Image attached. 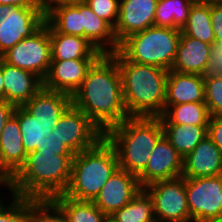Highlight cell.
Masks as SVG:
<instances>
[{"mask_svg":"<svg viewBox=\"0 0 222 222\" xmlns=\"http://www.w3.org/2000/svg\"><path fill=\"white\" fill-rule=\"evenodd\" d=\"M72 105L85 113L105 133L126 118L122 80L117 61L102 54L88 69Z\"/></svg>","mask_w":222,"mask_h":222,"instance_id":"cell-1","label":"cell"},{"mask_svg":"<svg viewBox=\"0 0 222 222\" xmlns=\"http://www.w3.org/2000/svg\"><path fill=\"white\" fill-rule=\"evenodd\" d=\"M110 55L118 63L123 100L128 116H162L169 71L152 65L128 61L118 50Z\"/></svg>","mask_w":222,"mask_h":222,"instance_id":"cell-2","label":"cell"},{"mask_svg":"<svg viewBox=\"0 0 222 222\" xmlns=\"http://www.w3.org/2000/svg\"><path fill=\"white\" fill-rule=\"evenodd\" d=\"M73 157L42 151L28 153L11 177L13 194L28 199H52L63 194L71 178Z\"/></svg>","mask_w":222,"mask_h":222,"instance_id":"cell-3","label":"cell"},{"mask_svg":"<svg viewBox=\"0 0 222 222\" xmlns=\"http://www.w3.org/2000/svg\"><path fill=\"white\" fill-rule=\"evenodd\" d=\"M163 135L160 117H128L104 133L114 147L119 169L136 177L145 170L151 151Z\"/></svg>","mask_w":222,"mask_h":222,"instance_id":"cell-4","label":"cell"},{"mask_svg":"<svg viewBox=\"0 0 222 222\" xmlns=\"http://www.w3.org/2000/svg\"><path fill=\"white\" fill-rule=\"evenodd\" d=\"M118 168L114 147L103 137L93 147L74 154L71 178L63 194L75 200L94 201Z\"/></svg>","mask_w":222,"mask_h":222,"instance_id":"cell-5","label":"cell"},{"mask_svg":"<svg viewBox=\"0 0 222 222\" xmlns=\"http://www.w3.org/2000/svg\"><path fill=\"white\" fill-rule=\"evenodd\" d=\"M180 37V29L151 26L125 38L118 51L128 61L170 71Z\"/></svg>","mask_w":222,"mask_h":222,"instance_id":"cell-6","label":"cell"},{"mask_svg":"<svg viewBox=\"0 0 222 222\" xmlns=\"http://www.w3.org/2000/svg\"><path fill=\"white\" fill-rule=\"evenodd\" d=\"M0 58L7 64L37 75L43 81L51 64L49 23L45 21L37 32L19 41Z\"/></svg>","mask_w":222,"mask_h":222,"instance_id":"cell-7","label":"cell"},{"mask_svg":"<svg viewBox=\"0 0 222 222\" xmlns=\"http://www.w3.org/2000/svg\"><path fill=\"white\" fill-rule=\"evenodd\" d=\"M143 189L152 198L156 222H191L184 177L152 182Z\"/></svg>","mask_w":222,"mask_h":222,"instance_id":"cell-8","label":"cell"},{"mask_svg":"<svg viewBox=\"0 0 222 222\" xmlns=\"http://www.w3.org/2000/svg\"><path fill=\"white\" fill-rule=\"evenodd\" d=\"M185 191L191 222L222 217V175L185 178Z\"/></svg>","mask_w":222,"mask_h":222,"instance_id":"cell-9","label":"cell"},{"mask_svg":"<svg viewBox=\"0 0 222 222\" xmlns=\"http://www.w3.org/2000/svg\"><path fill=\"white\" fill-rule=\"evenodd\" d=\"M54 129L73 154L93 147L104 137L100 128L73 105L60 117Z\"/></svg>","mask_w":222,"mask_h":222,"instance_id":"cell-10","label":"cell"},{"mask_svg":"<svg viewBox=\"0 0 222 222\" xmlns=\"http://www.w3.org/2000/svg\"><path fill=\"white\" fill-rule=\"evenodd\" d=\"M46 21L39 6L6 5L5 19L0 24V56L25 37L32 36Z\"/></svg>","mask_w":222,"mask_h":222,"instance_id":"cell-11","label":"cell"},{"mask_svg":"<svg viewBox=\"0 0 222 222\" xmlns=\"http://www.w3.org/2000/svg\"><path fill=\"white\" fill-rule=\"evenodd\" d=\"M183 157L163 135L151 151L145 170L137 177L142 188L159 180H170L182 176Z\"/></svg>","mask_w":222,"mask_h":222,"instance_id":"cell-12","label":"cell"},{"mask_svg":"<svg viewBox=\"0 0 222 222\" xmlns=\"http://www.w3.org/2000/svg\"><path fill=\"white\" fill-rule=\"evenodd\" d=\"M141 189L135 175L118 168L101 188L93 203L100 211L110 216L127 205Z\"/></svg>","mask_w":222,"mask_h":222,"instance_id":"cell-13","label":"cell"},{"mask_svg":"<svg viewBox=\"0 0 222 222\" xmlns=\"http://www.w3.org/2000/svg\"><path fill=\"white\" fill-rule=\"evenodd\" d=\"M97 59L51 60L43 88L73 96Z\"/></svg>","mask_w":222,"mask_h":222,"instance_id":"cell-14","label":"cell"},{"mask_svg":"<svg viewBox=\"0 0 222 222\" xmlns=\"http://www.w3.org/2000/svg\"><path fill=\"white\" fill-rule=\"evenodd\" d=\"M158 0H120L119 16L114 27L118 44L134 33L154 26Z\"/></svg>","mask_w":222,"mask_h":222,"instance_id":"cell-15","label":"cell"},{"mask_svg":"<svg viewBox=\"0 0 222 222\" xmlns=\"http://www.w3.org/2000/svg\"><path fill=\"white\" fill-rule=\"evenodd\" d=\"M222 175V152L207 135L183 158L184 178L215 177Z\"/></svg>","mask_w":222,"mask_h":222,"instance_id":"cell-16","label":"cell"},{"mask_svg":"<svg viewBox=\"0 0 222 222\" xmlns=\"http://www.w3.org/2000/svg\"><path fill=\"white\" fill-rule=\"evenodd\" d=\"M2 74L5 101L15 106H23L43 88V81L37 75L3 60Z\"/></svg>","mask_w":222,"mask_h":222,"instance_id":"cell-17","label":"cell"},{"mask_svg":"<svg viewBox=\"0 0 222 222\" xmlns=\"http://www.w3.org/2000/svg\"><path fill=\"white\" fill-rule=\"evenodd\" d=\"M205 102L204 76L170 70L166 82L164 105Z\"/></svg>","mask_w":222,"mask_h":222,"instance_id":"cell-18","label":"cell"},{"mask_svg":"<svg viewBox=\"0 0 222 222\" xmlns=\"http://www.w3.org/2000/svg\"><path fill=\"white\" fill-rule=\"evenodd\" d=\"M26 156L19 121L12 115L0 136V170L5 175L12 177L24 164Z\"/></svg>","mask_w":222,"mask_h":222,"instance_id":"cell-19","label":"cell"},{"mask_svg":"<svg viewBox=\"0 0 222 222\" xmlns=\"http://www.w3.org/2000/svg\"><path fill=\"white\" fill-rule=\"evenodd\" d=\"M210 47L211 44L186 36L181 32L171 70L204 75L209 60Z\"/></svg>","mask_w":222,"mask_h":222,"instance_id":"cell-20","label":"cell"},{"mask_svg":"<svg viewBox=\"0 0 222 222\" xmlns=\"http://www.w3.org/2000/svg\"><path fill=\"white\" fill-rule=\"evenodd\" d=\"M51 60L98 59L102 53L86 38L57 32L49 24Z\"/></svg>","mask_w":222,"mask_h":222,"instance_id":"cell-21","label":"cell"},{"mask_svg":"<svg viewBox=\"0 0 222 222\" xmlns=\"http://www.w3.org/2000/svg\"><path fill=\"white\" fill-rule=\"evenodd\" d=\"M71 105L72 96L69 94L42 88L23 107L43 123H58Z\"/></svg>","mask_w":222,"mask_h":222,"instance_id":"cell-22","label":"cell"},{"mask_svg":"<svg viewBox=\"0 0 222 222\" xmlns=\"http://www.w3.org/2000/svg\"><path fill=\"white\" fill-rule=\"evenodd\" d=\"M82 27L84 38L102 54H111L119 49L114 28L97 16L84 1H82Z\"/></svg>","mask_w":222,"mask_h":222,"instance_id":"cell-23","label":"cell"},{"mask_svg":"<svg viewBox=\"0 0 222 222\" xmlns=\"http://www.w3.org/2000/svg\"><path fill=\"white\" fill-rule=\"evenodd\" d=\"M19 121L21 139L26 154L36 151L51 134L57 123H43L29 113L23 106H16L13 114Z\"/></svg>","mask_w":222,"mask_h":222,"instance_id":"cell-24","label":"cell"},{"mask_svg":"<svg viewBox=\"0 0 222 222\" xmlns=\"http://www.w3.org/2000/svg\"><path fill=\"white\" fill-rule=\"evenodd\" d=\"M210 115L205 102H189L180 105H164L160 116L162 124L208 126Z\"/></svg>","mask_w":222,"mask_h":222,"instance_id":"cell-25","label":"cell"},{"mask_svg":"<svg viewBox=\"0 0 222 222\" xmlns=\"http://www.w3.org/2000/svg\"><path fill=\"white\" fill-rule=\"evenodd\" d=\"M46 21L57 32L84 37L82 0L73 4H62L54 7L46 14Z\"/></svg>","mask_w":222,"mask_h":222,"instance_id":"cell-26","label":"cell"},{"mask_svg":"<svg viewBox=\"0 0 222 222\" xmlns=\"http://www.w3.org/2000/svg\"><path fill=\"white\" fill-rule=\"evenodd\" d=\"M164 136L175 150L185 158L207 136L208 126L162 124Z\"/></svg>","mask_w":222,"mask_h":222,"instance_id":"cell-27","label":"cell"},{"mask_svg":"<svg viewBox=\"0 0 222 222\" xmlns=\"http://www.w3.org/2000/svg\"><path fill=\"white\" fill-rule=\"evenodd\" d=\"M52 200L63 210L69 222H107L109 219L93 201L75 200L64 194L57 195Z\"/></svg>","mask_w":222,"mask_h":222,"instance_id":"cell-28","label":"cell"},{"mask_svg":"<svg viewBox=\"0 0 222 222\" xmlns=\"http://www.w3.org/2000/svg\"><path fill=\"white\" fill-rule=\"evenodd\" d=\"M113 222H156L153 201L142 188L124 207L109 216Z\"/></svg>","mask_w":222,"mask_h":222,"instance_id":"cell-29","label":"cell"},{"mask_svg":"<svg viewBox=\"0 0 222 222\" xmlns=\"http://www.w3.org/2000/svg\"><path fill=\"white\" fill-rule=\"evenodd\" d=\"M191 6L187 0H158L154 26L181 30L187 23Z\"/></svg>","mask_w":222,"mask_h":222,"instance_id":"cell-30","label":"cell"},{"mask_svg":"<svg viewBox=\"0 0 222 222\" xmlns=\"http://www.w3.org/2000/svg\"><path fill=\"white\" fill-rule=\"evenodd\" d=\"M210 4L192 5L186 25L181 32L207 44L215 43V34L211 25Z\"/></svg>","mask_w":222,"mask_h":222,"instance_id":"cell-31","label":"cell"},{"mask_svg":"<svg viewBox=\"0 0 222 222\" xmlns=\"http://www.w3.org/2000/svg\"><path fill=\"white\" fill-rule=\"evenodd\" d=\"M28 222H69L63 210L52 199H30Z\"/></svg>","mask_w":222,"mask_h":222,"instance_id":"cell-32","label":"cell"},{"mask_svg":"<svg viewBox=\"0 0 222 222\" xmlns=\"http://www.w3.org/2000/svg\"><path fill=\"white\" fill-rule=\"evenodd\" d=\"M9 197H7V202L5 201L0 206V222H28L30 199L13 193Z\"/></svg>","mask_w":222,"mask_h":222,"instance_id":"cell-33","label":"cell"},{"mask_svg":"<svg viewBox=\"0 0 222 222\" xmlns=\"http://www.w3.org/2000/svg\"><path fill=\"white\" fill-rule=\"evenodd\" d=\"M205 104L210 116H222V77H204Z\"/></svg>","mask_w":222,"mask_h":222,"instance_id":"cell-34","label":"cell"},{"mask_svg":"<svg viewBox=\"0 0 222 222\" xmlns=\"http://www.w3.org/2000/svg\"><path fill=\"white\" fill-rule=\"evenodd\" d=\"M92 11L107 21L113 28L115 27L119 16L120 0H82Z\"/></svg>","mask_w":222,"mask_h":222,"instance_id":"cell-35","label":"cell"},{"mask_svg":"<svg viewBox=\"0 0 222 222\" xmlns=\"http://www.w3.org/2000/svg\"><path fill=\"white\" fill-rule=\"evenodd\" d=\"M204 77H222V44L213 43Z\"/></svg>","mask_w":222,"mask_h":222,"instance_id":"cell-36","label":"cell"},{"mask_svg":"<svg viewBox=\"0 0 222 222\" xmlns=\"http://www.w3.org/2000/svg\"><path fill=\"white\" fill-rule=\"evenodd\" d=\"M36 151L56 153L58 155H74L63 141L60 140L56 129L51 134H48L41 147Z\"/></svg>","mask_w":222,"mask_h":222,"instance_id":"cell-37","label":"cell"},{"mask_svg":"<svg viewBox=\"0 0 222 222\" xmlns=\"http://www.w3.org/2000/svg\"><path fill=\"white\" fill-rule=\"evenodd\" d=\"M211 25L215 34V43L222 44V0L211 2Z\"/></svg>","mask_w":222,"mask_h":222,"instance_id":"cell-38","label":"cell"},{"mask_svg":"<svg viewBox=\"0 0 222 222\" xmlns=\"http://www.w3.org/2000/svg\"><path fill=\"white\" fill-rule=\"evenodd\" d=\"M207 135L222 152V116H210Z\"/></svg>","mask_w":222,"mask_h":222,"instance_id":"cell-39","label":"cell"},{"mask_svg":"<svg viewBox=\"0 0 222 222\" xmlns=\"http://www.w3.org/2000/svg\"><path fill=\"white\" fill-rule=\"evenodd\" d=\"M16 106L6 101H0V136L8 119L14 114Z\"/></svg>","mask_w":222,"mask_h":222,"instance_id":"cell-40","label":"cell"},{"mask_svg":"<svg viewBox=\"0 0 222 222\" xmlns=\"http://www.w3.org/2000/svg\"><path fill=\"white\" fill-rule=\"evenodd\" d=\"M80 0H37L40 10L46 15L54 7L62 4H73Z\"/></svg>","mask_w":222,"mask_h":222,"instance_id":"cell-41","label":"cell"},{"mask_svg":"<svg viewBox=\"0 0 222 222\" xmlns=\"http://www.w3.org/2000/svg\"><path fill=\"white\" fill-rule=\"evenodd\" d=\"M0 188H1L0 191L2 189L4 190V188L6 190V191L4 190V192L1 191L0 193H3V194L5 193L6 195L9 193L8 195H11L13 193L12 192L11 177H9V176H0ZM3 194H1V196H0V206L4 203L5 200H7L6 197H8V195L6 196L5 194L4 195ZM2 196H4V199H3Z\"/></svg>","mask_w":222,"mask_h":222,"instance_id":"cell-42","label":"cell"},{"mask_svg":"<svg viewBox=\"0 0 222 222\" xmlns=\"http://www.w3.org/2000/svg\"><path fill=\"white\" fill-rule=\"evenodd\" d=\"M0 4L16 7L38 6L37 0H0Z\"/></svg>","mask_w":222,"mask_h":222,"instance_id":"cell-43","label":"cell"},{"mask_svg":"<svg viewBox=\"0 0 222 222\" xmlns=\"http://www.w3.org/2000/svg\"><path fill=\"white\" fill-rule=\"evenodd\" d=\"M0 101H5V90L3 85L2 59L0 58Z\"/></svg>","mask_w":222,"mask_h":222,"instance_id":"cell-44","label":"cell"},{"mask_svg":"<svg viewBox=\"0 0 222 222\" xmlns=\"http://www.w3.org/2000/svg\"><path fill=\"white\" fill-rule=\"evenodd\" d=\"M191 5H205L210 4L214 0H187Z\"/></svg>","mask_w":222,"mask_h":222,"instance_id":"cell-45","label":"cell"},{"mask_svg":"<svg viewBox=\"0 0 222 222\" xmlns=\"http://www.w3.org/2000/svg\"><path fill=\"white\" fill-rule=\"evenodd\" d=\"M6 5L0 4V24L5 19Z\"/></svg>","mask_w":222,"mask_h":222,"instance_id":"cell-46","label":"cell"},{"mask_svg":"<svg viewBox=\"0 0 222 222\" xmlns=\"http://www.w3.org/2000/svg\"><path fill=\"white\" fill-rule=\"evenodd\" d=\"M206 222H222V217L212 218V219H209Z\"/></svg>","mask_w":222,"mask_h":222,"instance_id":"cell-47","label":"cell"},{"mask_svg":"<svg viewBox=\"0 0 222 222\" xmlns=\"http://www.w3.org/2000/svg\"><path fill=\"white\" fill-rule=\"evenodd\" d=\"M0 176H8V175H5V174L0 170Z\"/></svg>","mask_w":222,"mask_h":222,"instance_id":"cell-48","label":"cell"}]
</instances>
